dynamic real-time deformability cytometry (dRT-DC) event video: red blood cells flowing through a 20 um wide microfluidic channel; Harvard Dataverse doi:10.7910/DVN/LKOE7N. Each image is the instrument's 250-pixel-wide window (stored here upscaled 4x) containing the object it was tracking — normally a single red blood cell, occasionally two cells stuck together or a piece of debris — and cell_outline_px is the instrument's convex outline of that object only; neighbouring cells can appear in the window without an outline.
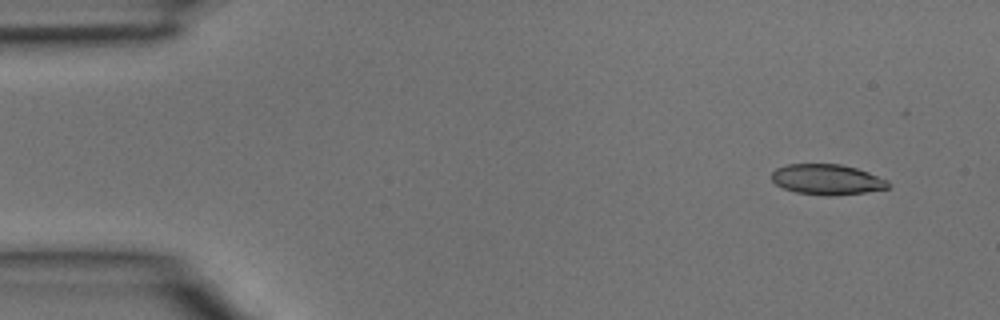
{"species": "common noctule bat (a hibernating species)", "species_latin": "Nyctalus noctula", "temperature_condition": "room temperature", "stored_images_in_passage": 3, "camera_frame_rate_fps": 3000, "um_per_image_px": 0.085, "animal": {"sex": "male", "body_mass_g": 15.6}, "frame": {"image": 1, "passage_image": 1, "time_ms": 0.0, "image_size_px": [1000, 320], "cell_outline_px": [[892, 184], [888, 188], [864, 192], [828, 196], [824, 196], [796, 192], [784, 188], [776, 184], [772, 180], [772, 172], [776, 168], [788, 164], [840, 164], [856, 168], [868, 172], [888, 180]], "centroid_in_image_um": [70.31, 15.25], "position_along_channel_um": 14.7, "area_um2": 20.63}}